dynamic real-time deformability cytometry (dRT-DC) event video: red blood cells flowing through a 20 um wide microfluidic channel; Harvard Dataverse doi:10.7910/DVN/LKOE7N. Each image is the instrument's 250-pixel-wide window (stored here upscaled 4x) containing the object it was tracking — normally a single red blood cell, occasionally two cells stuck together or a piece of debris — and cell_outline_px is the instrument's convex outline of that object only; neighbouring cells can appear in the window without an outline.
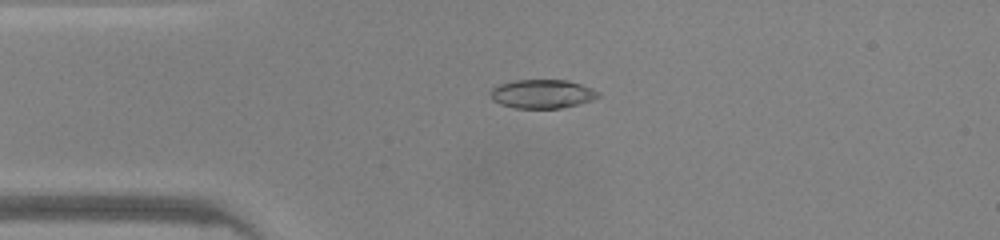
{"species": "common noctule bat (a hibernating species)", "species_latin": "Nyctalus noctula", "temperature_condition": "warm", "stored_images_in_passage": 46, "camera_frame_rate_fps": 3000, "um_per_image_px": 0.085, "animal": {"sex": "male", "body_mass_g": 20.0, "forearm_length_mm": 53.3}, "frame": {"image": 1, "passage_image": 10, "time_ms": 3.0, "image_size_px": [1000, 240], "cell_outline_px": [[600, 96], [592, 100], [560, 108], [512, 108], [500, 104], [492, 100], [492, 88], [500, 84], [516, 80], [568, 80], [592, 88], [600, 92]], "centroid_in_image_um": [46.1, 7.98], "position_along_channel_um": 38.9, "area_um2": 17.98}}
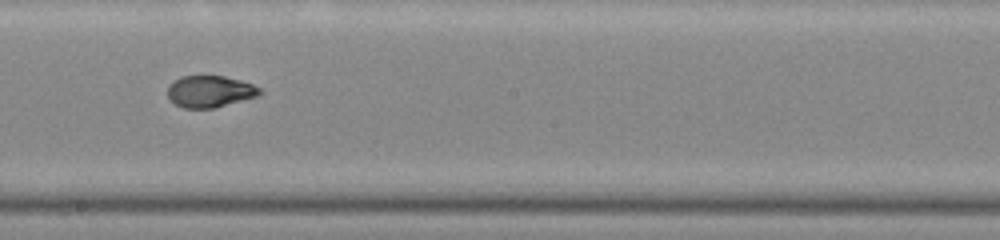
{"frame": {"image": 2, "passage_image": 25, "time_ms": 8.0, "image_size_px": [1000, 240], "cell_outline_px": [[264, 92], [256, 96], [212, 108], [184, 108], [176, 104], [168, 96], [168, 88], [176, 80], [184, 76], [224, 76], [240, 80], [252, 84], [260, 88]], "centroid_in_image_um": [17.87, 7.77], "position_along_channel_um": 230.3, "area_um2": 16.59}}
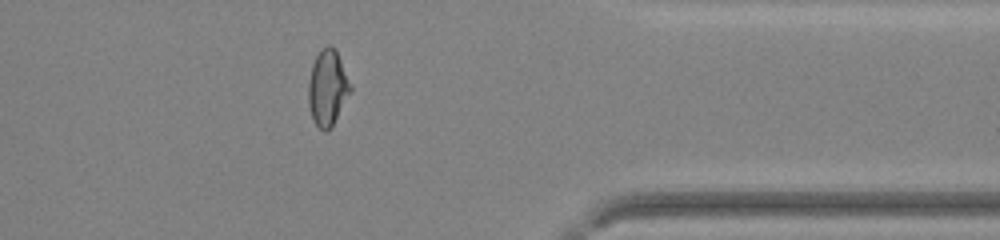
{"frame": {"image": 3, "passage_image": 37, "time_ms": 12.0, "image_size_px": [1000, 240], "cell_outline_px": [[352, 92], [332, 128], [324, 132], [312, 120], [308, 104], [308, 80], [312, 64], [320, 48], [328, 44], [336, 52], [340, 60], [352, 88]], "centroid_in_image_um": [27.83, 7.51], "position_along_channel_um": 383.6, "area_um2": 18.79}, "authors_computed_cell_mechanics": {"area_um2": 18.1781, "velocity_mm_per_s": 4.2687, "shape_relaxation_time_tau1_ms": 7.2778, "shape_relaxation_time_tau2_ms": 1.1951, "deformation_change_tau1": 0.2582, "deformation_change_tau2": 0.0548}}